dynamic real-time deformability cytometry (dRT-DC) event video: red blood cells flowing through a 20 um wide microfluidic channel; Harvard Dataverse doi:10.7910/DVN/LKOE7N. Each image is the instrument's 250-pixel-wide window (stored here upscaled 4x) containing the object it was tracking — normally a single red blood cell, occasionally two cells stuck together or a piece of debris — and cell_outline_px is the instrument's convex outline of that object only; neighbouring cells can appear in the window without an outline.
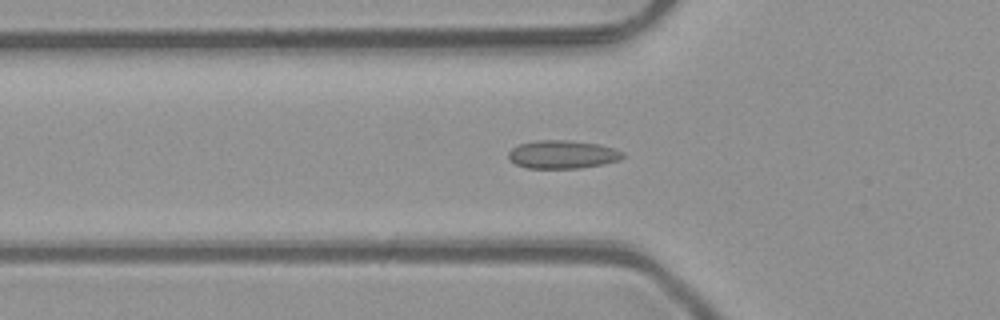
{"species": "common noctule bat (a hibernating species)", "species_latin": "Nyctalus noctula", "temperature_condition": "room temperature", "stored_images_in_passage": 46, "camera_frame_rate_fps": 3000, "um_per_image_px": 0.085, "animal": {"sex": "male", "body_mass_g": 23.1, "forearm_length_mm": 52.7}, "frame": {"image": 1, "passage_image": 17, "time_ms": 5.333, "image_size_px": [1000, 320], "cell_outline_px": [[624, 156], [620, 160], [604, 164], [580, 168], [524, 168], [508, 160], [508, 152], [512, 148], [520, 144], [536, 140], [564, 140], [600, 144], [624, 152]], "centroid_in_image_um": [47.8, 13.13], "position_along_channel_um": 78.0, "area_um2": 18.9}}
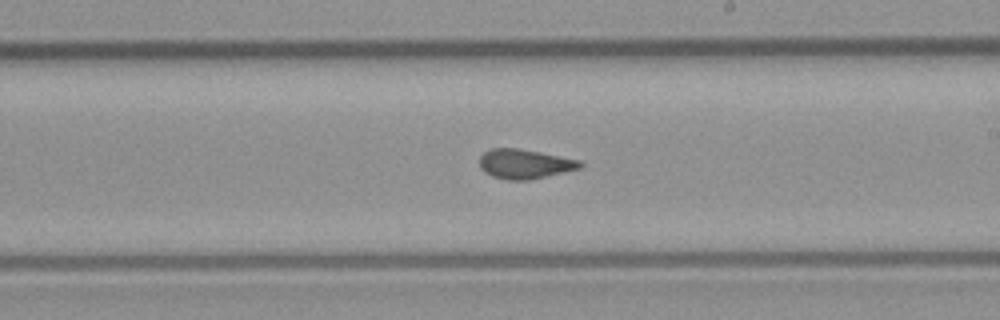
{"frame": {"image": 2, "passage_image": 29, "time_ms": 9.333, "image_size_px": [1000, 320], "cell_outline_px": [[584, 168], [528, 180], [508, 180], [492, 176], [484, 172], [480, 168], [480, 156], [484, 152], [492, 148], [520, 148], [580, 160], [584, 164]], "centroid_in_image_um": [44.63, 13.93], "position_along_channel_um": 244.4, "area_um2": 17.46}}
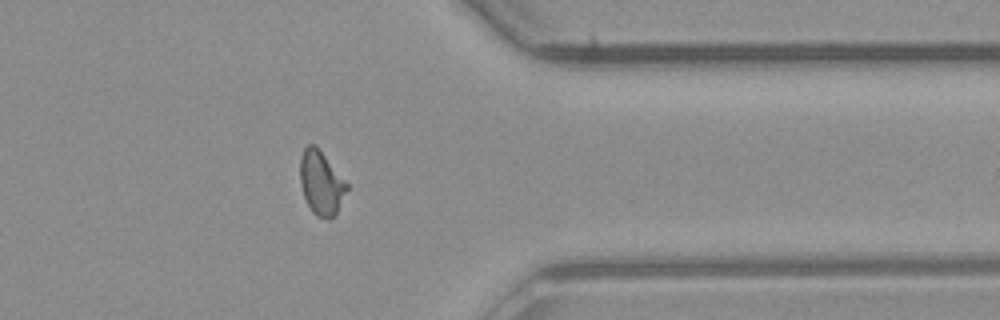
{"frame": {"image": 3, "passage_image": 40, "time_ms": 13.0, "image_size_px": [1000, 320], "cell_outline_px": [[348, 188], [336, 216], [328, 220], [316, 216], [312, 212], [304, 196], [300, 184], [300, 156], [304, 148], [308, 144], [316, 144], [348, 184]], "centroid_in_image_um": [27.3, 15.56], "position_along_channel_um": 384.1, "area_um2": 17.63}, "authors_computed_cell_mechanics": {"area_um2": 17.7446, "velocity_mm_per_s": 4.1304, "shape_relaxation_time_tau1_ms": null, "shape_relaxation_time_tau2_ms": 1.2458, "deformation_change_tau1": null, "deformation_change_tau2": 0.0579}}